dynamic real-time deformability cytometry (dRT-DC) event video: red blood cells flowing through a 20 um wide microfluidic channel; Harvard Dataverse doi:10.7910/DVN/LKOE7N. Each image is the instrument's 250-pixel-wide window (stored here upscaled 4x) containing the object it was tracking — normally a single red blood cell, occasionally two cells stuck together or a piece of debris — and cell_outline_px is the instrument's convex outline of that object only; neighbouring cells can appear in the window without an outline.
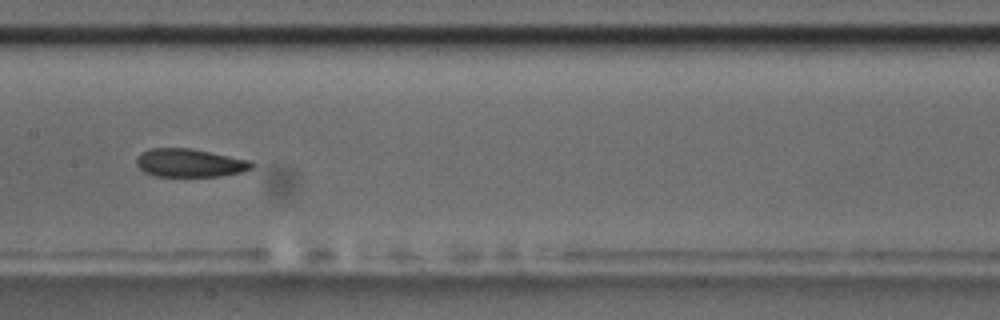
{"species": "common noctule bat (a hibernating species)", "species_latin": "Nyctalus noctula", "temperature_condition": "room temperature", "stored_images_in_passage": 15, "camera_frame_rate_fps": 3000, "um_per_image_px": 0.085, "animal": {"sex": "male", "body_mass_g": 17.5, "forearm_length_mm": 52.3}, "frame": {"image": 1, "passage_image": 7, "time_ms": 7.667, "image_size_px": [1000, 320], "cell_outline_px": [[256, 164], [252, 168], [244, 172], [220, 176], [156, 176], [144, 172], [136, 164], [136, 156], [140, 152], [148, 148], [192, 148], [252, 160]], "centroid_in_image_um": [16.15, 13.83], "position_along_channel_um": 191.2, "area_um2": 19.36}, "authors_computed_cell_mechanics": {"area_um2": 19.4786, "velocity_mm_per_s": 3.6219, "shape_relaxation_time_tau1_ms": null, "shape_relaxation_time_tau2_ms": 1.6781, "deformation_change_tau1": null, "deformation_change_tau2": 0.0641}}